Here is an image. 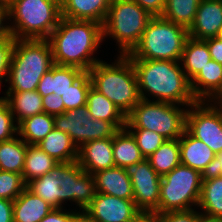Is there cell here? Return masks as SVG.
I'll list each match as a JSON object with an SVG mask.
<instances>
[{
  "label": "cell",
  "instance_id": "obj_1",
  "mask_svg": "<svg viewBox=\"0 0 222 222\" xmlns=\"http://www.w3.org/2000/svg\"><path fill=\"white\" fill-rule=\"evenodd\" d=\"M47 40L56 65L74 66L88 72L101 61L93 56L103 41L102 24L95 21L61 17Z\"/></svg>",
  "mask_w": 222,
  "mask_h": 222
},
{
  "label": "cell",
  "instance_id": "obj_2",
  "mask_svg": "<svg viewBox=\"0 0 222 222\" xmlns=\"http://www.w3.org/2000/svg\"><path fill=\"white\" fill-rule=\"evenodd\" d=\"M26 187L54 208H64L62 203L69 200L79 206V211L84 210L97 193L93 174L84 171L77 161L59 162Z\"/></svg>",
  "mask_w": 222,
  "mask_h": 222
},
{
  "label": "cell",
  "instance_id": "obj_3",
  "mask_svg": "<svg viewBox=\"0 0 222 222\" xmlns=\"http://www.w3.org/2000/svg\"><path fill=\"white\" fill-rule=\"evenodd\" d=\"M137 76L141 99L168 102L189 107L194 98L190 81L187 79L180 61L130 59ZM148 93V97L146 96Z\"/></svg>",
  "mask_w": 222,
  "mask_h": 222
},
{
  "label": "cell",
  "instance_id": "obj_4",
  "mask_svg": "<svg viewBox=\"0 0 222 222\" xmlns=\"http://www.w3.org/2000/svg\"><path fill=\"white\" fill-rule=\"evenodd\" d=\"M92 86L127 116L141 100L134 66L126 55L108 64L97 62L88 71Z\"/></svg>",
  "mask_w": 222,
  "mask_h": 222
},
{
  "label": "cell",
  "instance_id": "obj_5",
  "mask_svg": "<svg viewBox=\"0 0 222 222\" xmlns=\"http://www.w3.org/2000/svg\"><path fill=\"white\" fill-rule=\"evenodd\" d=\"M54 65L47 39H16L7 91H35L43 75Z\"/></svg>",
  "mask_w": 222,
  "mask_h": 222
},
{
  "label": "cell",
  "instance_id": "obj_6",
  "mask_svg": "<svg viewBox=\"0 0 222 222\" xmlns=\"http://www.w3.org/2000/svg\"><path fill=\"white\" fill-rule=\"evenodd\" d=\"M188 29L162 16H153L129 59L180 61Z\"/></svg>",
  "mask_w": 222,
  "mask_h": 222
},
{
  "label": "cell",
  "instance_id": "obj_7",
  "mask_svg": "<svg viewBox=\"0 0 222 222\" xmlns=\"http://www.w3.org/2000/svg\"><path fill=\"white\" fill-rule=\"evenodd\" d=\"M61 17V0H16L9 6L15 39H47Z\"/></svg>",
  "mask_w": 222,
  "mask_h": 222
},
{
  "label": "cell",
  "instance_id": "obj_8",
  "mask_svg": "<svg viewBox=\"0 0 222 222\" xmlns=\"http://www.w3.org/2000/svg\"><path fill=\"white\" fill-rule=\"evenodd\" d=\"M152 15L133 0H111L102 25L103 41L111 37L120 55L129 54L140 41Z\"/></svg>",
  "mask_w": 222,
  "mask_h": 222
},
{
  "label": "cell",
  "instance_id": "obj_9",
  "mask_svg": "<svg viewBox=\"0 0 222 222\" xmlns=\"http://www.w3.org/2000/svg\"><path fill=\"white\" fill-rule=\"evenodd\" d=\"M186 113L178 104L141 99L126 116L125 127L148 129L167 140L179 139L186 128Z\"/></svg>",
  "mask_w": 222,
  "mask_h": 222
},
{
  "label": "cell",
  "instance_id": "obj_10",
  "mask_svg": "<svg viewBox=\"0 0 222 222\" xmlns=\"http://www.w3.org/2000/svg\"><path fill=\"white\" fill-rule=\"evenodd\" d=\"M201 186V172L180 163L161 178L157 214L193 210L198 205Z\"/></svg>",
  "mask_w": 222,
  "mask_h": 222
},
{
  "label": "cell",
  "instance_id": "obj_11",
  "mask_svg": "<svg viewBox=\"0 0 222 222\" xmlns=\"http://www.w3.org/2000/svg\"><path fill=\"white\" fill-rule=\"evenodd\" d=\"M54 128L67 133L77 148L88 141L113 138L118 131L111 122L92 119L87 105L55 115Z\"/></svg>",
  "mask_w": 222,
  "mask_h": 222
},
{
  "label": "cell",
  "instance_id": "obj_12",
  "mask_svg": "<svg viewBox=\"0 0 222 222\" xmlns=\"http://www.w3.org/2000/svg\"><path fill=\"white\" fill-rule=\"evenodd\" d=\"M189 107L185 129L215 154L222 152V107L209 101H197Z\"/></svg>",
  "mask_w": 222,
  "mask_h": 222
},
{
  "label": "cell",
  "instance_id": "obj_13",
  "mask_svg": "<svg viewBox=\"0 0 222 222\" xmlns=\"http://www.w3.org/2000/svg\"><path fill=\"white\" fill-rule=\"evenodd\" d=\"M131 179L134 203L137 209L145 215H156L160 200L161 178L151 167L147 159L129 165L125 168Z\"/></svg>",
  "mask_w": 222,
  "mask_h": 222
},
{
  "label": "cell",
  "instance_id": "obj_14",
  "mask_svg": "<svg viewBox=\"0 0 222 222\" xmlns=\"http://www.w3.org/2000/svg\"><path fill=\"white\" fill-rule=\"evenodd\" d=\"M84 211L96 222H133L142 214L133 199L98 192Z\"/></svg>",
  "mask_w": 222,
  "mask_h": 222
},
{
  "label": "cell",
  "instance_id": "obj_15",
  "mask_svg": "<svg viewBox=\"0 0 222 222\" xmlns=\"http://www.w3.org/2000/svg\"><path fill=\"white\" fill-rule=\"evenodd\" d=\"M77 163L89 174L114 167L113 138L97 139L82 144L78 148Z\"/></svg>",
  "mask_w": 222,
  "mask_h": 222
},
{
  "label": "cell",
  "instance_id": "obj_16",
  "mask_svg": "<svg viewBox=\"0 0 222 222\" xmlns=\"http://www.w3.org/2000/svg\"><path fill=\"white\" fill-rule=\"evenodd\" d=\"M222 27V0H200L189 37L205 40L216 37Z\"/></svg>",
  "mask_w": 222,
  "mask_h": 222
},
{
  "label": "cell",
  "instance_id": "obj_17",
  "mask_svg": "<svg viewBox=\"0 0 222 222\" xmlns=\"http://www.w3.org/2000/svg\"><path fill=\"white\" fill-rule=\"evenodd\" d=\"M96 191L123 199H133V187L125 168L118 166L97 171L93 174Z\"/></svg>",
  "mask_w": 222,
  "mask_h": 222
},
{
  "label": "cell",
  "instance_id": "obj_18",
  "mask_svg": "<svg viewBox=\"0 0 222 222\" xmlns=\"http://www.w3.org/2000/svg\"><path fill=\"white\" fill-rule=\"evenodd\" d=\"M111 0H62L61 16L104 23Z\"/></svg>",
  "mask_w": 222,
  "mask_h": 222
},
{
  "label": "cell",
  "instance_id": "obj_19",
  "mask_svg": "<svg viewBox=\"0 0 222 222\" xmlns=\"http://www.w3.org/2000/svg\"><path fill=\"white\" fill-rule=\"evenodd\" d=\"M84 71L74 66L54 64L40 79L37 92L43 97L49 94H64Z\"/></svg>",
  "mask_w": 222,
  "mask_h": 222
},
{
  "label": "cell",
  "instance_id": "obj_20",
  "mask_svg": "<svg viewBox=\"0 0 222 222\" xmlns=\"http://www.w3.org/2000/svg\"><path fill=\"white\" fill-rule=\"evenodd\" d=\"M222 87V65L210 60L190 81V88L197 101H210Z\"/></svg>",
  "mask_w": 222,
  "mask_h": 222
},
{
  "label": "cell",
  "instance_id": "obj_21",
  "mask_svg": "<svg viewBox=\"0 0 222 222\" xmlns=\"http://www.w3.org/2000/svg\"><path fill=\"white\" fill-rule=\"evenodd\" d=\"M180 162L201 173L216 154L201 140L193 137L186 129L179 138Z\"/></svg>",
  "mask_w": 222,
  "mask_h": 222
},
{
  "label": "cell",
  "instance_id": "obj_22",
  "mask_svg": "<svg viewBox=\"0 0 222 222\" xmlns=\"http://www.w3.org/2000/svg\"><path fill=\"white\" fill-rule=\"evenodd\" d=\"M53 209L26 187L13 201V222H39Z\"/></svg>",
  "mask_w": 222,
  "mask_h": 222
},
{
  "label": "cell",
  "instance_id": "obj_23",
  "mask_svg": "<svg viewBox=\"0 0 222 222\" xmlns=\"http://www.w3.org/2000/svg\"><path fill=\"white\" fill-rule=\"evenodd\" d=\"M4 95V101L9 105L17 125L25 118L44 113L42 96L37 90L6 91Z\"/></svg>",
  "mask_w": 222,
  "mask_h": 222
},
{
  "label": "cell",
  "instance_id": "obj_24",
  "mask_svg": "<svg viewBox=\"0 0 222 222\" xmlns=\"http://www.w3.org/2000/svg\"><path fill=\"white\" fill-rule=\"evenodd\" d=\"M86 105L92 119L111 122L118 130L125 128L126 116L102 93L92 85L89 89Z\"/></svg>",
  "mask_w": 222,
  "mask_h": 222
},
{
  "label": "cell",
  "instance_id": "obj_25",
  "mask_svg": "<svg viewBox=\"0 0 222 222\" xmlns=\"http://www.w3.org/2000/svg\"><path fill=\"white\" fill-rule=\"evenodd\" d=\"M37 146L57 162L77 161V146L67 133L55 128Z\"/></svg>",
  "mask_w": 222,
  "mask_h": 222
},
{
  "label": "cell",
  "instance_id": "obj_26",
  "mask_svg": "<svg viewBox=\"0 0 222 222\" xmlns=\"http://www.w3.org/2000/svg\"><path fill=\"white\" fill-rule=\"evenodd\" d=\"M210 60L206 41L188 37L180 60L187 79L191 81Z\"/></svg>",
  "mask_w": 222,
  "mask_h": 222
},
{
  "label": "cell",
  "instance_id": "obj_27",
  "mask_svg": "<svg viewBox=\"0 0 222 222\" xmlns=\"http://www.w3.org/2000/svg\"><path fill=\"white\" fill-rule=\"evenodd\" d=\"M113 158L115 166L121 168L145 159L138 148L135 137L126 127L119 129L113 136Z\"/></svg>",
  "mask_w": 222,
  "mask_h": 222
},
{
  "label": "cell",
  "instance_id": "obj_28",
  "mask_svg": "<svg viewBox=\"0 0 222 222\" xmlns=\"http://www.w3.org/2000/svg\"><path fill=\"white\" fill-rule=\"evenodd\" d=\"M54 129V116L41 113L18 124V136L28 145H37Z\"/></svg>",
  "mask_w": 222,
  "mask_h": 222
},
{
  "label": "cell",
  "instance_id": "obj_29",
  "mask_svg": "<svg viewBox=\"0 0 222 222\" xmlns=\"http://www.w3.org/2000/svg\"><path fill=\"white\" fill-rule=\"evenodd\" d=\"M58 163L37 145H28L22 172L25 184L49 173Z\"/></svg>",
  "mask_w": 222,
  "mask_h": 222
},
{
  "label": "cell",
  "instance_id": "obj_30",
  "mask_svg": "<svg viewBox=\"0 0 222 222\" xmlns=\"http://www.w3.org/2000/svg\"><path fill=\"white\" fill-rule=\"evenodd\" d=\"M27 146L20 137L0 142V170L22 174Z\"/></svg>",
  "mask_w": 222,
  "mask_h": 222
},
{
  "label": "cell",
  "instance_id": "obj_31",
  "mask_svg": "<svg viewBox=\"0 0 222 222\" xmlns=\"http://www.w3.org/2000/svg\"><path fill=\"white\" fill-rule=\"evenodd\" d=\"M147 160L160 177L168 174L181 163L179 139L167 140Z\"/></svg>",
  "mask_w": 222,
  "mask_h": 222
},
{
  "label": "cell",
  "instance_id": "obj_32",
  "mask_svg": "<svg viewBox=\"0 0 222 222\" xmlns=\"http://www.w3.org/2000/svg\"><path fill=\"white\" fill-rule=\"evenodd\" d=\"M197 207L200 213L222 218V176L202 180L200 198Z\"/></svg>",
  "mask_w": 222,
  "mask_h": 222
},
{
  "label": "cell",
  "instance_id": "obj_33",
  "mask_svg": "<svg viewBox=\"0 0 222 222\" xmlns=\"http://www.w3.org/2000/svg\"><path fill=\"white\" fill-rule=\"evenodd\" d=\"M200 0H166L162 17L189 29L193 24Z\"/></svg>",
  "mask_w": 222,
  "mask_h": 222
},
{
  "label": "cell",
  "instance_id": "obj_34",
  "mask_svg": "<svg viewBox=\"0 0 222 222\" xmlns=\"http://www.w3.org/2000/svg\"><path fill=\"white\" fill-rule=\"evenodd\" d=\"M92 85L88 72H84L69 89L61 95L64 112L86 105L89 89Z\"/></svg>",
  "mask_w": 222,
  "mask_h": 222
},
{
  "label": "cell",
  "instance_id": "obj_35",
  "mask_svg": "<svg viewBox=\"0 0 222 222\" xmlns=\"http://www.w3.org/2000/svg\"><path fill=\"white\" fill-rule=\"evenodd\" d=\"M135 137L139 150L145 159L153 154L164 142L162 135L148 129H128Z\"/></svg>",
  "mask_w": 222,
  "mask_h": 222
},
{
  "label": "cell",
  "instance_id": "obj_36",
  "mask_svg": "<svg viewBox=\"0 0 222 222\" xmlns=\"http://www.w3.org/2000/svg\"><path fill=\"white\" fill-rule=\"evenodd\" d=\"M25 188L22 174L0 170V198L14 201Z\"/></svg>",
  "mask_w": 222,
  "mask_h": 222
},
{
  "label": "cell",
  "instance_id": "obj_37",
  "mask_svg": "<svg viewBox=\"0 0 222 222\" xmlns=\"http://www.w3.org/2000/svg\"><path fill=\"white\" fill-rule=\"evenodd\" d=\"M18 134V125L15 124L9 105L0 97V142L9 140Z\"/></svg>",
  "mask_w": 222,
  "mask_h": 222
},
{
  "label": "cell",
  "instance_id": "obj_38",
  "mask_svg": "<svg viewBox=\"0 0 222 222\" xmlns=\"http://www.w3.org/2000/svg\"><path fill=\"white\" fill-rule=\"evenodd\" d=\"M15 41L16 39L13 35L0 39V88L3 80L5 79L6 83L8 79Z\"/></svg>",
  "mask_w": 222,
  "mask_h": 222
},
{
  "label": "cell",
  "instance_id": "obj_39",
  "mask_svg": "<svg viewBox=\"0 0 222 222\" xmlns=\"http://www.w3.org/2000/svg\"><path fill=\"white\" fill-rule=\"evenodd\" d=\"M160 222H198V212L195 210L167 212L154 215Z\"/></svg>",
  "mask_w": 222,
  "mask_h": 222
},
{
  "label": "cell",
  "instance_id": "obj_40",
  "mask_svg": "<svg viewBox=\"0 0 222 222\" xmlns=\"http://www.w3.org/2000/svg\"><path fill=\"white\" fill-rule=\"evenodd\" d=\"M44 113L59 115L64 113V102L60 95L49 94L42 97Z\"/></svg>",
  "mask_w": 222,
  "mask_h": 222
},
{
  "label": "cell",
  "instance_id": "obj_41",
  "mask_svg": "<svg viewBox=\"0 0 222 222\" xmlns=\"http://www.w3.org/2000/svg\"><path fill=\"white\" fill-rule=\"evenodd\" d=\"M201 174L202 180H209L222 176V152L216 154Z\"/></svg>",
  "mask_w": 222,
  "mask_h": 222
},
{
  "label": "cell",
  "instance_id": "obj_42",
  "mask_svg": "<svg viewBox=\"0 0 222 222\" xmlns=\"http://www.w3.org/2000/svg\"><path fill=\"white\" fill-rule=\"evenodd\" d=\"M64 208H54L39 222H71L72 217L78 212L77 210H71L66 212Z\"/></svg>",
  "mask_w": 222,
  "mask_h": 222
},
{
  "label": "cell",
  "instance_id": "obj_43",
  "mask_svg": "<svg viewBox=\"0 0 222 222\" xmlns=\"http://www.w3.org/2000/svg\"><path fill=\"white\" fill-rule=\"evenodd\" d=\"M133 1L138 3L152 16H161L166 4V0H133Z\"/></svg>",
  "mask_w": 222,
  "mask_h": 222
},
{
  "label": "cell",
  "instance_id": "obj_44",
  "mask_svg": "<svg viewBox=\"0 0 222 222\" xmlns=\"http://www.w3.org/2000/svg\"><path fill=\"white\" fill-rule=\"evenodd\" d=\"M211 59L222 65V41L216 37L205 39Z\"/></svg>",
  "mask_w": 222,
  "mask_h": 222
},
{
  "label": "cell",
  "instance_id": "obj_45",
  "mask_svg": "<svg viewBox=\"0 0 222 222\" xmlns=\"http://www.w3.org/2000/svg\"><path fill=\"white\" fill-rule=\"evenodd\" d=\"M6 20L9 21V7L0 4V39L12 35L10 25L4 23L7 22Z\"/></svg>",
  "mask_w": 222,
  "mask_h": 222
},
{
  "label": "cell",
  "instance_id": "obj_46",
  "mask_svg": "<svg viewBox=\"0 0 222 222\" xmlns=\"http://www.w3.org/2000/svg\"><path fill=\"white\" fill-rule=\"evenodd\" d=\"M0 222H13V201L0 198Z\"/></svg>",
  "mask_w": 222,
  "mask_h": 222
},
{
  "label": "cell",
  "instance_id": "obj_47",
  "mask_svg": "<svg viewBox=\"0 0 222 222\" xmlns=\"http://www.w3.org/2000/svg\"><path fill=\"white\" fill-rule=\"evenodd\" d=\"M71 222H96L84 210L78 211L71 219Z\"/></svg>",
  "mask_w": 222,
  "mask_h": 222
},
{
  "label": "cell",
  "instance_id": "obj_48",
  "mask_svg": "<svg viewBox=\"0 0 222 222\" xmlns=\"http://www.w3.org/2000/svg\"><path fill=\"white\" fill-rule=\"evenodd\" d=\"M198 222H222V218L212 217L198 212Z\"/></svg>",
  "mask_w": 222,
  "mask_h": 222
},
{
  "label": "cell",
  "instance_id": "obj_49",
  "mask_svg": "<svg viewBox=\"0 0 222 222\" xmlns=\"http://www.w3.org/2000/svg\"><path fill=\"white\" fill-rule=\"evenodd\" d=\"M139 222H160V221L152 214L149 215L141 214L139 216Z\"/></svg>",
  "mask_w": 222,
  "mask_h": 222
},
{
  "label": "cell",
  "instance_id": "obj_50",
  "mask_svg": "<svg viewBox=\"0 0 222 222\" xmlns=\"http://www.w3.org/2000/svg\"><path fill=\"white\" fill-rule=\"evenodd\" d=\"M209 102H213L212 104L222 107V87L220 91Z\"/></svg>",
  "mask_w": 222,
  "mask_h": 222
},
{
  "label": "cell",
  "instance_id": "obj_51",
  "mask_svg": "<svg viewBox=\"0 0 222 222\" xmlns=\"http://www.w3.org/2000/svg\"><path fill=\"white\" fill-rule=\"evenodd\" d=\"M14 1L16 0H0V4L6 5L9 7Z\"/></svg>",
  "mask_w": 222,
  "mask_h": 222
},
{
  "label": "cell",
  "instance_id": "obj_52",
  "mask_svg": "<svg viewBox=\"0 0 222 222\" xmlns=\"http://www.w3.org/2000/svg\"><path fill=\"white\" fill-rule=\"evenodd\" d=\"M216 38H217L218 40H221V41H222V27L219 29V31H218V33H217V35H216Z\"/></svg>",
  "mask_w": 222,
  "mask_h": 222
},
{
  "label": "cell",
  "instance_id": "obj_53",
  "mask_svg": "<svg viewBox=\"0 0 222 222\" xmlns=\"http://www.w3.org/2000/svg\"><path fill=\"white\" fill-rule=\"evenodd\" d=\"M133 222H139V217L135 221H133Z\"/></svg>",
  "mask_w": 222,
  "mask_h": 222
}]
</instances>
